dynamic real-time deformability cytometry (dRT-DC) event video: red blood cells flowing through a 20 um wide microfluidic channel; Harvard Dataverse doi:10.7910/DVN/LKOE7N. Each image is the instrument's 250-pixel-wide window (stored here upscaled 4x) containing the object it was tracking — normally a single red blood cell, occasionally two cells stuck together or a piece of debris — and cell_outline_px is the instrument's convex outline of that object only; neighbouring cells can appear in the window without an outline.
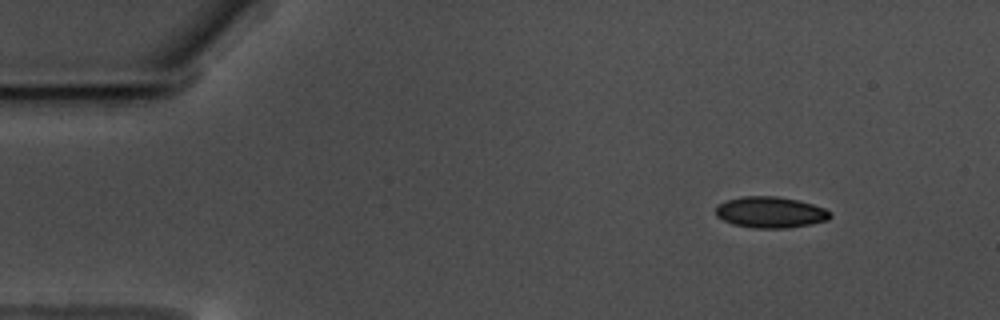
{"species": "common noctule bat (a hibernating species)", "species_latin": "Nyctalus noctula", "temperature_condition": "warm", "stored_images_in_passage": 52, "camera_frame_rate_fps": 3000, "um_per_image_px": 0.085, "animal": {"sex": "male", "body_mass_g": 17.5, "forearm_length_mm": 52.3}, "frame": {"image": 1, "passage_image": 1, "time_ms": 0.0, "image_size_px": [1000, 320], "cell_outline_px": [[832, 216], [828, 220], [812, 224], [788, 228], [752, 228], [732, 224], [716, 216], [716, 204], [740, 196], [776, 196], [800, 200], [824, 208], [832, 212]], "centroid_in_image_um": [65.5, 18.04], "position_along_channel_um": 19.5, "area_um2": 21.04}}
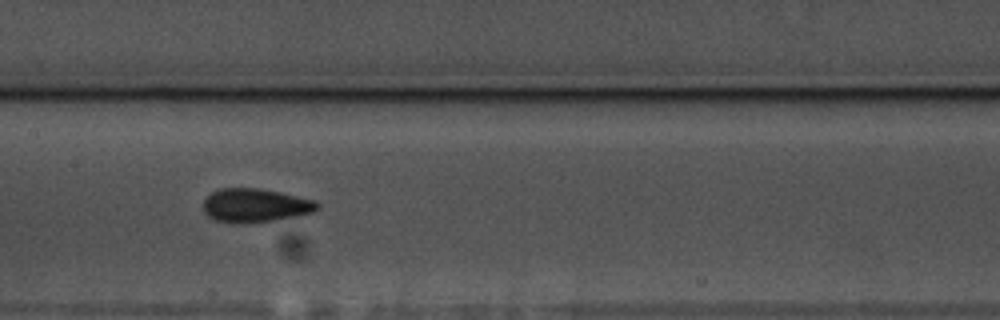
{"frame": {"image": 2, "passage_image": 23, "time_ms": 7.333, "image_size_px": [1000, 320], "cell_outline_px": [[320, 208], [312, 212], [296, 216], [272, 220], [244, 224], [232, 224], [216, 220], [208, 216], [204, 212], [204, 200], [212, 192], [220, 188], [260, 188], [280, 192], [312, 200], [320, 204]], "centroid_in_image_um": [21.67, 17.47], "position_along_channel_um": 185.7, "area_um2": 22.37}}
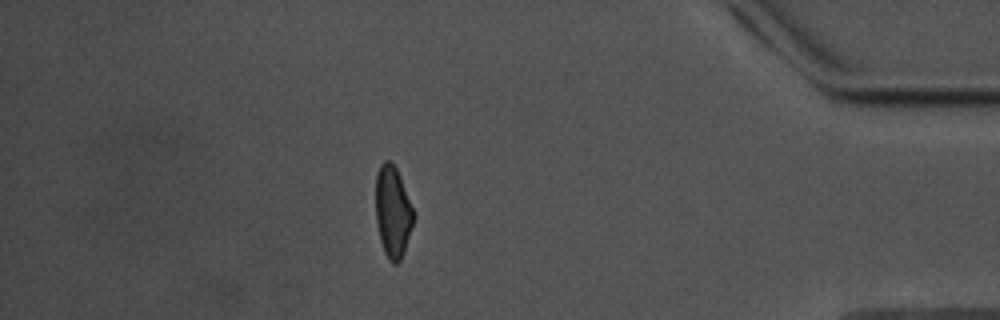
{"frame": {"image": 3, "passage_image": 45, "time_ms": 14.667, "image_size_px": [1000, 320], "cell_outline_px": [[416, 216], [404, 252], [400, 260], [396, 264], [392, 264], [388, 260], [384, 252], [380, 240], [376, 220], [376, 172], [380, 164], [384, 160], [388, 160], [396, 168], [400, 176]], "centroid_in_image_um": [33.39, 18.02], "position_along_channel_um": 401.8, "area_um2": 20.35}, "authors_computed_cell_mechanics": {"area_um2": 21.1548, "velocity_mm_per_s": 3.518, "shape_relaxation_time_tau1_ms": 3.9991, "shape_relaxation_time_tau2_ms": 1.1597, "deformation_change_tau1": 0.1151, "deformation_change_tau2": 0.0524}}